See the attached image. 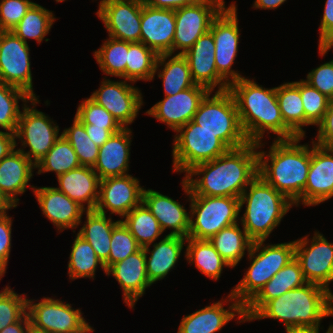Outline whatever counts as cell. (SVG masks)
<instances>
[{
  "mask_svg": "<svg viewBox=\"0 0 333 333\" xmlns=\"http://www.w3.org/2000/svg\"><path fill=\"white\" fill-rule=\"evenodd\" d=\"M257 175V143L249 142L229 149L211 161L195 165L184 174V178L191 195L239 198Z\"/></svg>",
  "mask_w": 333,
  "mask_h": 333,
  "instance_id": "6da1fadb",
  "label": "cell"
},
{
  "mask_svg": "<svg viewBox=\"0 0 333 333\" xmlns=\"http://www.w3.org/2000/svg\"><path fill=\"white\" fill-rule=\"evenodd\" d=\"M302 139H273L268 151L263 141L257 143L258 175L297 207L311 163V146L299 144Z\"/></svg>",
  "mask_w": 333,
  "mask_h": 333,
  "instance_id": "7a4b0ae2",
  "label": "cell"
},
{
  "mask_svg": "<svg viewBox=\"0 0 333 333\" xmlns=\"http://www.w3.org/2000/svg\"><path fill=\"white\" fill-rule=\"evenodd\" d=\"M228 90L235 99L240 124L249 142H262L265 132L275 134L277 140L298 137L283 121L276 87L264 88L254 78L243 77L232 82Z\"/></svg>",
  "mask_w": 333,
  "mask_h": 333,
  "instance_id": "3957f363",
  "label": "cell"
},
{
  "mask_svg": "<svg viewBox=\"0 0 333 333\" xmlns=\"http://www.w3.org/2000/svg\"><path fill=\"white\" fill-rule=\"evenodd\" d=\"M333 316V293L306 283L269 300L249 321L270 318L284 323L285 329L297 326L315 327L322 319Z\"/></svg>",
  "mask_w": 333,
  "mask_h": 333,
  "instance_id": "277c9868",
  "label": "cell"
},
{
  "mask_svg": "<svg viewBox=\"0 0 333 333\" xmlns=\"http://www.w3.org/2000/svg\"><path fill=\"white\" fill-rule=\"evenodd\" d=\"M239 204L240 212L246 204L239 222L253 242L266 241L273 230L280 225L290 208L294 206L260 175H257L243 191L239 197Z\"/></svg>",
  "mask_w": 333,
  "mask_h": 333,
  "instance_id": "5b68a950",
  "label": "cell"
},
{
  "mask_svg": "<svg viewBox=\"0 0 333 333\" xmlns=\"http://www.w3.org/2000/svg\"><path fill=\"white\" fill-rule=\"evenodd\" d=\"M264 242L260 240L252 243L247 253L250 266L230 292L243 307L280 269L295 258V240L269 245Z\"/></svg>",
  "mask_w": 333,
  "mask_h": 333,
  "instance_id": "8992f818",
  "label": "cell"
},
{
  "mask_svg": "<svg viewBox=\"0 0 333 333\" xmlns=\"http://www.w3.org/2000/svg\"><path fill=\"white\" fill-rule=\"evenodd\" d=\"M181 185L189 198L190 229L187 238L209 240L223 228L239 222V198L191 195L185 178Z\"/></svg>",
  "mask_w": 333,
  "mask_h": 333,
  "instance_id": "52a82bcc",
  "label": "cell"
},
{
  "mask_svg": "<svg viewBox=\"0 0 333 333\" xmlns=\"http://www.w3.org/2000/svg\"><path fill=\"white\" fill-rule=\"evenodd\" d=\"M212 93L210 91L201 101L193 121L203 130L217 135L230 149L249 143L241 127L232 93L229 90Z\"/></svg>",
  "mask_w": 333,
  "mask_h": 333,
  "instance_id": "ba28073f",
  "label": "cell"
},
{
  "mask_svg": "<svg viewBox=\"0 0 333 333\" xmlns=\"http://www.w3.org/2000/svg\"><path fill=\"white\" fill-rule=\"evenodd\" d=\"M172 145V170L187 173L195 165L211 161L230 148L214 133L203 130L193 120L176 131Z\"/></svg>",
  "mask_w": 333,
  "mask_h": 333,
  "instance_id": "9c48e42d",
  "label": "cell"
},
{
  "mask_svg": "<svg viewBox=\"0 0 333 333\" xmlns=\"http://www.w3.org/2000/svg\"><path fill=\"white\" fill-rule=\"evenodd\" d=\"M39 98H32L30 105L23 103L15 138L21 144L20 148L35 165L47 154L62 135L59 126L45 113L36 109ZM60 134V135H59ZM18 138V139H17ZM29 149L25 151V148ZM24 148V149H23Z\"/></svg>",
  "mask_w": 333,
  "mask_h": 333,
  "instance_id": "30bf717a",
  "label": "cell"
},
{
  "mask_svg": "<svg viewBox=\"0 0 333 333\" xmlns=\"http://www.w3.org/2000/svg\"><path fill=\"white\" fill-rule=\"evenodd\" d=\"M37 300L28 299L27 313L31 330L36 333H80L89 323L85 320L80 308L60 299L43 297Z\"/></svg>",
  "mask_w": 333,
  "mask_h": 333,
  "instance_id": "8fae6325",
  "label": "cell"
},
{
  "mask_svg": "<svg viewBox=\"0 0 333 333\" xmlns=\"http://www.w3.org/2000/svg\"><path fill=\"white\" fill-rule=\"evenodd\" d=\"M237 10L236 2H232L218 14L210 27L215 43L216 69L229 84L243 78L237 70L232 69L241 37Z\"/></svg>",
  "mask_w": 333,
  "mask_h": 333,
  "instance_id": "7c38bea8",
  "label": "cell"
},
{
  "mask_svg": "<svg viewBox=\"0 0 333 333\" xmlns=\"http://www.w3.org/2000/svg\"><path fill=\"white\" fill-rule=\"evenodd\" d=\"M225 7L224 0H198L176 9L173 54L186 53L200 36L210 31L212 21Z\"/></svg>",
  "mask_w": 333,
  "mask_h": 333,
  "instance_id": "4fadbf2b",
  "label": "cell"
},
{
  "mask_svg": "<svg viewBox=\"0 0 333 333\" xmlns=\"http://www.w3.org/2000/svg\"><path fill=\"white\" fill-rule=\"evenodd\" d=\"M308 237L306 235L295 240V259L308 283L319 285L332 293L329 284L333 281V243L328 242L318 230L314 231L311 240Z\"/></svg>",
  "mask_w": 333,
  "mask_h": 333,
  "instance_id": "5bb4252c",
  "label": "cell"
},
{
  "mask_svg": "<svg viewBox=\"0 0 333 333\" xmlns=\"http://www.w3.org/2000/svg\"><path fill=\"white\" fill-rule=\"evenodd\" d=\"M30 48L12 31H0V82L24 90L32 98L33 91Z\"/></svg>",
  "mask_w": 333,
  "mask_h": 333,
  "instance_id": "9a60e30c",
  "label": "cell"
},
{
  "mask_svg": "<svg viewBox=\"0 0 333 333\" xmlns=\"http://www.w3.org/2000/svg\"><path fill=\"white\" fill-rule=\"evenodd\" d=\"M127 80L112 81L103 78L98 90L90 98L103 106L123 128H128L139 114L143 103L141 90Z\"/></svg>",
  "mask_w": 333,
  "mask_h": 333,
  "instance_id": "2e32d148",
  "label": "cell"
},
{
  "mask_svg": "<svg viewBox=\"0 0 333 333\" xmlns=\"http://www.w3.org/2000/svg\"><path fill=\"white\" fill-rule=\"evenodd\" d=\"M96 12L104 23L108 37L127 42H140L141 0H100Z\"/></svg>",
  "mask_w": 333,
  "mask_h": 333,
  "instance_id": "e0dca14e",
  "label": "cell"
},
{
  "mask_svg": "<svg viewBox=\"0 0 333 333\" xmlns=\"http://www.w3.org/2000/svg\"><path fill=\"white\" fill-rule=\"evenodd\" d=\"M143 190L140 180L130 174L102 179L95 211H110L109 215L117 214L122 219L142 203Z\"/></svg>",
  "mask_w": 333,
  "mask_h": 333,
  "instance_id": "ac0fdd59",
  "label": "cell"
},
{
  "mask_svg": "<svg viewBox=\"0 0 333 333\" xmlns=\"http://www.w3.org/2000/svg\"><path fill=\"white\" fill-rule=\"evenodd\" d=\"M210 91L200 85H194L173 96L164 98L148 109L145 114L164 123L176 132L179 128L193 120L201 101Z\"/></svg>",
  "mask_w": 333,
  "mask_h": 333,
  "instance_id": "d6986e66",
  "label": "cell"
},
{
  "mask_svg": "<svg viewBox=\"0 0 333 333\" xmlns=\"http://www.w3.org/2000/svg\"><path fill=\"white\" fill-rule=\"evenodd\" d=\"M311 143V163L299 205L313 207L333 198V148Z\"/></svg>",
  "mask_w": 333,
  "mask_h": 333,
  "instance_id": "ffe728a7",
  "label": "cell"
},
{
  "mask_svg": "<svg viewBox=\"0 0 333 333\" xmlns=\"http://www.w3.org/2000/svg\"><path fill=\"white\" fill-rule=\"evenodd\" d=\"M224 305L229 307L226 309ZM235 317L237 323H245L243 306L229 293L225 299L184 315L177 333H216Z\"/></svg>",
  "mask_w": 333,
  "mask_h": 333,
  "instance_id": "44dd1931",
  "label": "cell"
},
{
  "mask_svg": "<svg viewBox=\"0 0 333 333\" xmlns=\"http://www.w3.org/2000/svg\"><path fill=\"white\" fill-rule=\"evenodd\" d=\"M189 64L192 80L209 91H225L229 83L218 73L215 64V43L209 31L200 36L193 46L183 54Z\"/></svg>",
  "mask_w": 333,
  "mask_h": 333,
  "instance_id": "7402d4cb",
  "label": "cell"
},
{
  "mask_svg": "<svg viewBox=\"0 0 333 333\" xmlns=\"http://www.w3.org/2000/svg\"><path fill=\"white\" fill-rule=\"evenodd\" d=\"M42 214L46 217L56 229L60 232L65 229H74L82 223L85 209L77 202L70 199L63 192L55 187H36L31 185Z\"/></svg>",
  "mask_w": 333,
  "mask_h": 333,
  "instance_id": "603a6c76",
  "label": "cell"
},
{
  "mask_svg": "<svg viewBox=\"0 0 333 333\" xmlns=\"http://www.w3.org/2000/svg\"><path fill=\"white\" fill-rule=\"evenodd\" d=\"M175 26V10L142 4L140 42L158 55L173 54Z\"/></svg>",
  "mask_w": 333,
  "mask_h": 333,
  "instance_id": "cb8c5ba5",
  "label": "cell"
},
{
  "mask_svg": "<svg viewBox=\"0 0 333 333\" xmlns=\"http://www.w3.org/2000/svg\"><path fill=\"white\" fill-rule=\"evenodd\" d=\"M106 275H112L118 281L122 288L124 303L131 309H134L135 303L152 285L146 274L143 248L110 266L106 270Z\"/></svg>",
  "mask_w": 333,
  "mask_h": 333,
  "instance_id": "d4e9b609",
  "label": "cell"
},
{
  "mask_svg": "<svg viewBox=\"0 0 333 333\" xmlns=\"http://www.w3.org/2000/svg\"><path fill=\"white\" fill-rule=\"evenodd\" d=\"M142 203L150 210L158 220L163 232L170 229L167 235L188 237L190 229V212L167 195L158 191L144 188Z\"/></svg>",
  "mask_w": 333,
  "mask_h": 333,
  "instance_id": "484cf974",
  "label": "cell"
},
{
  "mask_svg": "<svg viewBox=\"0 0 333 333\" xmlns=\"http://www.w3.org/2000/svg\"><path fill=\"white\" fill-rule=\"evenodd\" d=\"M132 137L130 128H122L100 146L97 161L92 167L100 180L128 174Z\"/></svg>",
  "mask_w": 333,
  "mask_h": 333,
  "instance_id": "4316f807",
  "label": "cell"
},
{
  "mask_svg": "<svg viewBox=\"0 0 333 333\" xmlns=\"http://www.w3.org/2000/svg\"><path fill=\"white\" fill-rule=\"evenodd\" d=\"M299 262L294 258L280 269L260 291L243 307L245 322L249 320L271 299L289 290L306 284Z\"/></svg>",
  "mask_w": 333,
  "mask_h": 333,
  "instance_id": "83f0119b",
  "label": "cell"
},
{
  "mask_svg": "<svg viewBox=\"0 0 333 333\" xmlns=\"http://www.w3.org/2000/svg\"><path fill=\"white\" fill-rule=\"evenodd\" d=\"M59 187L86 211L95 210L99 197L100 178L90 166H80L57 177Z\"/></svg>",
  "mask_w": 333,
  "mask_h": 333,
  "instance_id": "f1b7e54d",
  "label": "cell"
},
{
  "mask_svg": "<svg viewBox=\"0 0 333 333\" xmlns=\"http://www.w3.org/2000/svg\"><path fill=\"white\" fill-rule=\"evenodd\" d=\"M35 164L20 150H13L0 161V191L17 206L34 176Z\"/></svg>",
  "mask_w": 333,
  "mask_h": 333,
  "instance_id": "f546056e",
  "label": "cell"
},
{
  "mask_svg": "<svg viewBox=\"0 0 333 333\" xmlns=\"http://www.w3.org/2000/svg\"><path fill=\"white\" fill-rule=\"evenodd\" d=\"M186 238L166 235L160 241L144 247L146 274L151 284L164 279L177 264ZM153 246L151 250L149 247ZM150 256H149V255Z\"/></svg>",
  "mask_w": 333,
  "mask_h": 333,
  "instance_id": "4dcf8cb0",
  "label": "cell"
},
{
  "mask_svg": "<svg viewBox=\"0 0 333 333\" xmlns=\"http://www.w3.org/2000/svg\"><path fill=\"white\" fill-rule=\"evenodd\" d=\"M156 74L158 78L162 79L164 96H173L195 85L188 61L181 54H160L157 59L154 78Z\"/></svg>",
  "mask_w": 333,
  "mask_h": 333,
  "instance_id": "1f68e13d",
  "label": "cell"
},
{
  "mask_svg": "<svg viewBox=\"0 0 333 333\" xmlns=\"http://www.w3.org/2000/svg\"><path fill=\"white\" fill-rule=\"evenodd\" d=\"M86 221L77 234L89 242L97 257L105 263L109 259L112 230L120 221L95 210L85 211Z\"/></svg>",
  "mask_w": 333,
  "mask_h": 333,
  "instance_id": "d6a6232c",
  "label": "cell"
},
{
  "mask_svg": "<svg viewBox=\"0 0 333 333\" xmlns=\"http://www.w3.org/2000/svg\"><path fill=\"white\" fill-rule=\"evenodd\" d=\"M185 258L189 264H194L205 277L217 281L223 273L224 267L231 266L215 250L207 239H186Z\"/></svg>",
  "mask_w": 333,
  "mask_h": 333,
  "instance_id": "836d02e7",
  "label": "cell"
},
{
  "mask_svg": "<svg viewBox=\"0 0 333 333\" xmlns=\"http://www.w3.org/2000/svg\"><path fill=\"white\" fill-rule=\"evenodd\" d=\"M239 224L240 222L225 227L209 239L215 250L231 268H235L239 264L253 243L243 226L241 229Z\"/></svg>",
  "mask_w": 333,
  "mask_h": 333,
  "instance_id": "e575fe53",
  "label": "cell"
},
{
  "mask_svg": "<svg viewBox=\"0 0 333 333\" xmlns=\"http://www.w3.org/2000/svg\"><path fill=\"white\" fill-rule=\"evenodd\" d=\"M276 96L284 123L298 136L305 137V111L299 81L286 82L276 87Z\"/></svg>",
  "mask_w": 333,
  "mask_h": 333,
  "instance_id": "d590c367",
  "label": "cell"
},
{
  "mask_svg": "<svg viewBox=\"0 0 333 333\" xmlns=\"http://www.w3.org/2000/svg\"><path fill=\"white\" fill-rule=\"evenodd\" d=\"M52 12L34 3L11 31L25 43H27L29 38L36 40L39 45L43 40L48 42L50 39L45 36L49 34L56 20Z\"/></svg>",
  "mask_w": 333,
  "mask_h": 333,
  "instance_id": "8d00e7d4",
  "label": "cell"
},
{
  "mask_svg": "<svg viewBox=\"0 0 333 333\" xmlns=\"http://www.w3.org/2000/svg\"><path fill=\"white\" fill-rule=\"evenodd\" d=\"M98 265L106 274L104 263L97 257L89 242L76 233L68 261V276L70 280L79 278L93 279Z\"/></svg>",
  "mask_w": 333,
  "mask_h": 333,
  "instance_id": "74e56055",
  "label": "cell"
},
{
  "mask_svg": "<svg viewBox=\"0 0 333 333\" xmlns=\"http://www.w3.org/2000/svg\"><path fill=\"white\" fill-rule=\"evenodd\" d=\"M158 54L142 42H129L125 80L133 82L153 81Z\"/></svg>",
  "mask_w": 333,
  "mask_h": 333,
  "instance_id": "f35d334b",
  "label": "cell"
},
{
  "mask_svg": "<svg viewBox=\"0 0 333 333\" xmlns=\"http://www.w3.org/2000/svg\"><path fill=\"white\" fill-rule=\"evenodd\" d=\"M122 221L142 248L153 244L164 233L158 220L143 203L134 207Z\"/></svg>",
  "mask_w": 333,
  "mask_h": 333,
  "instance_id": "ab89813d",
  "label": "cell"
},
{
  "mask_svg": "<svg viewBox=\"0 0 333 333\" xmlns=\"http://www.w3.org/2000/svg\"><path fill=\"white\" fill-rule=\"evenodd\" d=\"M128 49L129 42L109 37L94 51L93 57L105 75L125 80Z\"/></svg>",
  "mask_w": 333,
  "mask_h": 333,
  "instance_id": "60d3db41",
  "label": "cell"
},
{
  "mask_svg": "<svg viewBox=\"0 0 333 333\" xmlns=\"http://www.w3.org/2000/svg\"><path fill=\"white\" fill-rule=\"evenodd\" d=\"M40 175L55 172L56 177L81 166L77 154L67 139L61 135L47 154L35 165Z\"/></svg>",
  "mask_w": 333,
  "mask_h": 333,
  "instance_id": "b9f144b4",
  "label": "cell"
},
{
  "mask_svg": "<svg viewBox=\"0 0 333 333\" xmlns=\"http://www.w3.org/2000/svg\"><path fill=\"white\" fill-rule=\"evenodd\" d=\"M31 99L24 90L0 82V128L15 133L21 113L19 101L27 103Z\"/></svg>",
  "mask_w": 333,
  "mask_h": 333,
  "instance_id": "7bdbcfd3",
  "label": "cell"
},
{
  "mask_svg": "<svg viewBox=\"0 0 333 333\" xmlns=\"http://www.w3.org/2000/svg\"><path fill=\"white\" fill-rule=\"evenodd\" d=\"M61 134L71 144L82 166L93 167L97 161L99 146H97L85 131L84 124L74 116L73 124L65 128Z\"/></svg>",
  "mask_w": 333,
  "mask_h": 333,
  "instance_id": "ee69618b",
  "label": "cell"
},
{
  "mask_svg": "<svg viewBox=\"0 0 333 333\" xmlns=\"http://www.w3.org/2000/svg\"><path fill=\"white\" fill-rule=\"evenodd\" d=\"M142 247L130 233L128 227L120 220L112 230L109 259L104 263L107 270L113 264L126 259Z\"/></svg>",
  "mask_w": 333,
  "mask_h": 333,
  "instance_id": "f6af8a7d",
  "label": "cell"
},
{
  "mask_svg": "<svg viewBox=\"0 0 333 333\" xmlns=\"http://www.w3.org/2000/svg\"><path fill=\"white\" fill-rule=\"evenodd\" d=\"M299 90L305 111V127L317 126L323 120L330 99L304 79L299 81Z\"/></svg>",
  "mask_w": 333,
  "mask_h": 333,
  "instance_id": "bcb514c9",
  "label": "cell"
},
{
  "mask_svg": "<svg viewBox=\"0 0 333 333\" xmlns=\"http://www.w3.org/2000/svg\"><path fill=\"white\" fill-rule=\"evenodd\" d=\"M75 117L83 124H93V127H105L112 134L119 132L123 128L103 106L98 105L90 97L82 100L77 107Z\"/></svg>",
  "mask_w": 333,
  "mask_h": 333,
  "instance_id": "7dc6e473",
  "label": "cell"
},
{
  "mask_svg": "<svg viewBox=\"0 0 333 333\" xmlns=\"http://www.w3.org/2000/svg\"><path fill=\"white\" fill-rule=\"evenodd\" d=\"M27 313V296L19 295L10 286L0 291V331Z\"/></svg>",
  "mask_w": 333,
  "mask_h": 333,
  "instance_id": "c3c4849f",
  "label": "cell"
},
{
  "mask_svg": "<svg viewBox=\"0 0 333 333\" xmlns=\"http://www.w3.org/2000/svg\"><path fill=\"white\" fill-rule=\"evenodd\" d=\"M34 3L31 0H0V31H11Z\"/></svg>",
  "mask_w": 333,
  "mask_h": 333,
  "instance_id": "681fc988",
  "label": "cell"
},
{
  "mask_svg": "<svg viewBox=\"0 0 333 333\" xmlns=\"http://www.w3.org/2000/svg\"><path fill=\"white\" fill-rule=\"evenodd\" d=\"M305 81L329 99H333V60L312 69Z\"/></svg>",
  "mask_w": 333,
  "mask_h": 333,
  "instance_id": "f907efd6",
  "label": "cell"
},
{
  "mask_svg": "<svg viewBox=\"0 0 333 333\" xmlns=\"http://www.w3.org/2000/svg\"><path fill=\"white\" fill-rule=\"evenodd\" d=\"M318 51L321 57L333 49V0H326L323 16L319 25Z\"/></svg>",
  "mask_w": 333,
  "mask_h": 333,
  "instance_id": "816d5d0a",
  "label": "cell"
},
{
  "mask_svg": "<svg viewBox=\"0 0 333 333\" xmlns=\"http://www.w3.org/2000/svg\"><path fill=\"white\" fill-rule=\"evenodd\" d=\"M12 221L13 219L11 216H0V280L5 276L10 257Z\"/></svg>",
  "mask_w": 333,
  "mask_h": 333,
  "instance_id": "f5cc1de1",
  "label": "cell"
},
{
  "mask_svg": "<svg viewBox=\"0 0 333 333\" xmlns=\"http://www.w3.org/2000/svg\"><path fill=\"white\" fill-rule=\"evenodd\" d=\"M316 140L312 141L321 147L333 148V99L329 100L323 120L317 125Z\"/></svg>",
  "mask_w": 333,
  "mask_h": 333,
  "instance_id": "db71d44e",
  "label": "cell"
},
{
  "mask_svg": "<svg viewBox=\"0 0 333 333\" xmlns=\"http://www.w3.org/2000/svg\"><path fill=\"white\" fill-rule=\"evenodd\" d=\"M198 0H141L143 5L152 8L179 9L196 3Z\"/></svg>",
  "mask_w": 333,
  "mask_h": 333,
  "instance_id": "11a10c76",
  "label": "cell"
},
{
  "mask_svg": "<svg viewBox=\"0 0 333 333\" xmlns=\"http://www.w3.org/2000/svg\"><path fill=\"white\" fill-rule=\"evenodd\" d=\"M84 128L90 139L99 147L112 135L105 127H93V124H84Z\"/></svg>",
  "mask_w": 333,
  "mask_h": 333,
  "instance_id": "9f6ffc18",
  "label": "cell"
},
{
  "mask_svg": "<svg viewBox=\"0 0 333 333\" xmlns=\"http://www.w3.org/2000/svg\"><path fill=\"white\" fill-rule=\"evenodd\" d=\"M18 144L15 133L0 130V161L15 150Z\"/></svg>",
  "mask_w": 333,
  "mask_h": 333,
  "instance_id": "6f0895ef",
  "label": "cell"
},
{
  "mask_svg": "<svg viewBox=\"0 0 333 333\" xmlns=\"http://www.w3.org/2000/svg\"><path fill=\"white\" fill-rule=\"evenodd\" d=\"M30 319L28 313H26L19 321L8 325L0 331V333H30Z\"/></svg>",
  "mask_w": 333,
  "mask_h": 333,
  "instance_id": "680465c9",
  "label": "cell"
},
{
  "mask_svg": "<svg viewBox=\"0 0 333 333\" xmlns=\"http://www.w3.org/2000/svg\"><path fill=\"white\" fill-rule=\"evenodd\" d=\"M287 0H255L253 8L255 9H277Z\"/></svg>",
  "mask_w": 333,
  "mask_h": 333,
  "instance_id": "91938a15",
  "label": "cell"
},
{
  "mask_svg": "<svg viewBox=\"0 0 333 333\" xmlns=\"http://www.w3.org/2000/svg\"><path fill=\"white\" fill-rule=\"evenodd\" d=\"M15 207L17 205L0 191V216L7 215L8 210Z\"/></svg>",
  "mask_w": 333,
  "mask_h": 333,
  "instance_id": "94428289",
  "label": "cell"
},
{
  "mask_svg": "<svg viewBox=\"0 0 333 333\" xmlns=\"http://www.w3.org/2000/svg\"><path fill=\"white\" fill-rule=\"evenodd\" d=\"M320 325L315 327L310 326H297V327H290L286 328V333H320Z\"/></svg>",
  "mask_w": 333,
  "mask_h": 333,
  "instance_id": "6125c7cd",
  "label": "cell"
},
{
  "mask_svg": "<svg viewBox=\"0 0 333 333\" xmlns=\"http://www.w3.org/2000/svg\"><path fill=\"white\" fill-rule=\"evenodd\" d=\"M94 327H92L90 324L85 327L80 333H91V332H94Z\"/></svg>",
  "mask_w": 333,
  "mask_h": 333,
  "instance_id": "be15d7a7",
  "label": "cell"
},
{
  "mask_svg": "<svg viewBox=\"0 0 333 333\" xmlns=\"http://www.w3.org/2000/svg\"><path fill=\"white\" fill-rule=\"evenodd\" d=\"M325 333H333V324L331 323Z\"/></svg>",
  "mask_w": 333,
  "mask_h": 333,
  "instance_id": "e7e4bbea",
  "label": "cell"
}]
</instances>
